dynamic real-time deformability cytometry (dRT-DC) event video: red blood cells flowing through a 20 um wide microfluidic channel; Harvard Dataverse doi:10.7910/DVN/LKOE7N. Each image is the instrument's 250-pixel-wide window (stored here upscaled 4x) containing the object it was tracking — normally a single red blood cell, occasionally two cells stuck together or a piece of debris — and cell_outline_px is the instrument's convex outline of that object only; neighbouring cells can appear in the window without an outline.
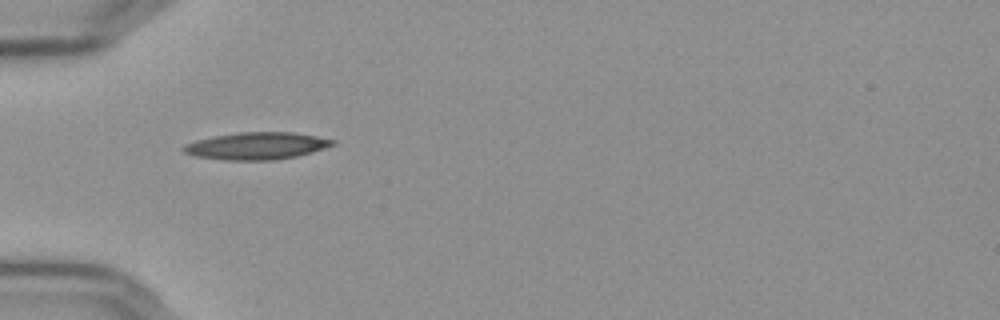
{"species": "Egyptian fruit bat (a non-hibernating species)", "species_latin": "Rousettus aegyptiacus", "temperature_condition": "cold", "stored_images_in_passage": 39, "camera_frame_rate_fps": 3000, "um_per_image_px": 0.085, "frame": {"image": 1, "passage_image": 1, "time_ms": 0.0, "image_size_px": [1000, 320], "cell_outline_px": [[336, 144], [312, 152], [296, 156], [272, 160], [228, 160], [196, 156], [184, 152], [180, 148], [184, 144], [196, 140], [212, 136], [240, 132], [292, 132], [316, 136], [336, 140]], "centroid_in_image_um": [21.8, 12.39], "position_along_channel_um": 63.2, "area_um2": 23.58}}
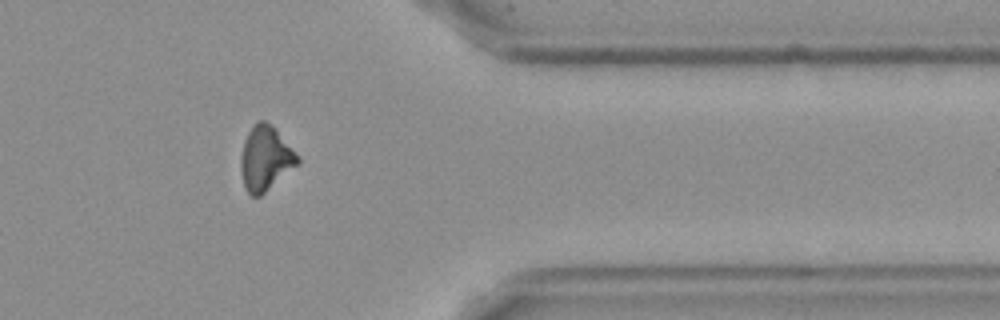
{"frame": {"image": 2, "passage_image": 29, "time_ms": 9.333, "image_size_px": [1000, 320], "cell_outline_px": [[300, 160], [296, 164], [260, 196], [252, 196], [244, 188], [240, 168], [240, 156], [244, 140], [248, 132], [256, 120], [264, 120], [276, 128], [300, 156]], "centroid_in_image_um": [22.53, 13.42], "position_along_channel_um": 388.9, "area_um2": 21.27}}
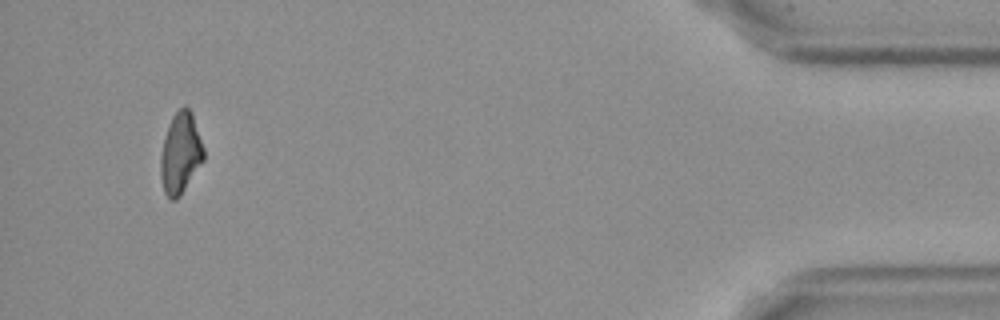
{"frame": {"image": 3, "passage_image": 36, "time_ms": 11.667, "image_size_px": [1000, 320], "cell_outline_px": [[204, 160], [180, 196], [176, 200], [172, 200], [164, 192], [160, 176], [160, 156], [164, 140], [172, 116], [184, 104], [192, 112], [204, 148]], "centroid_in_image_um": [15.35, 13.03], "position_along_channel_um": 419.9, "area_um2": 20.29}}